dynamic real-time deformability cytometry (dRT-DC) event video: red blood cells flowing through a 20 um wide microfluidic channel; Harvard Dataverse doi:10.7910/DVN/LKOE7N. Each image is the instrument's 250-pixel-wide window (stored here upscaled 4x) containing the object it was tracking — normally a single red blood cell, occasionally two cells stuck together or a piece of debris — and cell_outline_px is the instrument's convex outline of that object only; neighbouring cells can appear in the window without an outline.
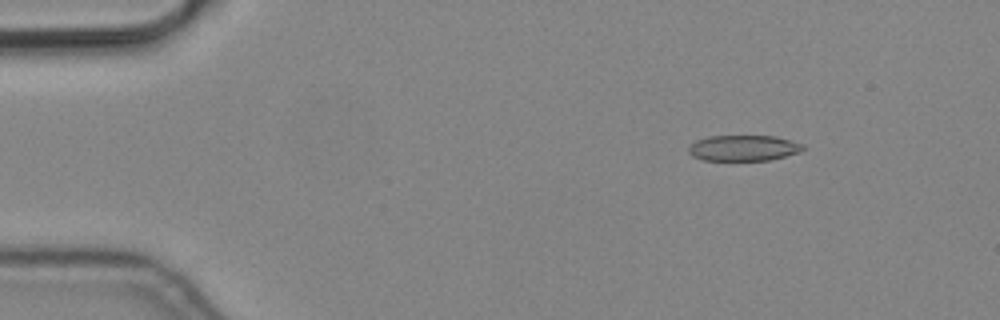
{"species": "common noctule bat (a hibernating species)", "species_latin": "Nyctalus noctula", "temperature_condition": "cold", "stored_images_in_passage": 8, "camera_frame_rate_fps": 3000, "um_per_image_px": 0.085, "animal": {"sex": "male", "body_mass_g": 19.2, "forearm_length_mm": 51.8}, "frame": {"image": 1, "passage_image": 1, "time_ms": 0.0, "image_size_px": [1000, 320], "cell_outline_px": [[804, 148], [800, 152], [768, 160], [704, 160], [692, 156], [688, 152], [688, 144], [696, 140], [708, 136], [776, 136], [804, 144]], "centroid_in_image_um": [63.16, 12.57], "position_along_channel_um": 21.8, "area_um2": 17.22}}
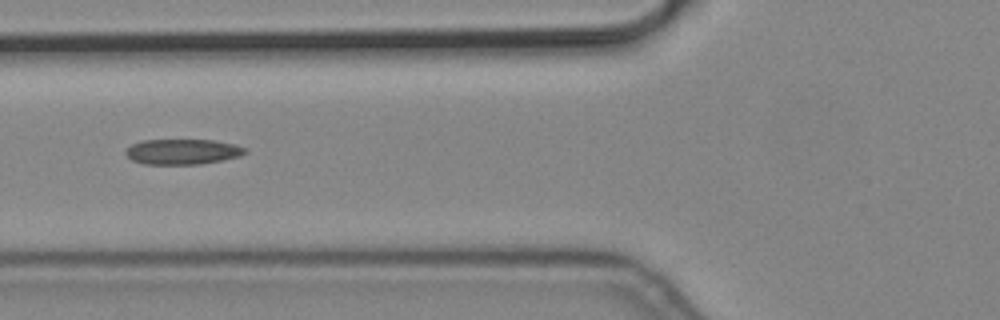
{"frame": {"image": 2, "passage_image": 5, "time_ms": 1.333, "image_size_px": [1000, 320], "cell_outline_px": [[248, 152], [240, 156], [200, 164], [144, 164], [132, 160], [124, 152], [132, 144], [140, 140], [212, 140], [236, 144], [248, 148]], "centroid_in_image_um": [15.54, 12.89], "position_along_channel_um": 110.3, "area_um2": 17.69}}
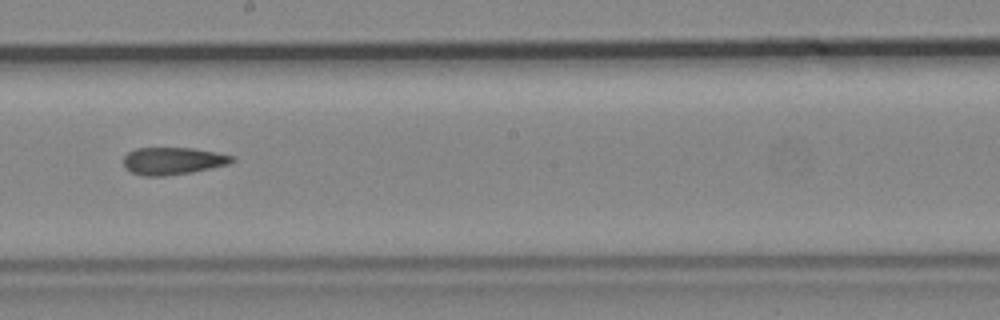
{"frame": {"image": 3, "passage_image": 8, "time_ms": 2.333, "image_size_px": [1000, 320], "cell_outline_px": [[236, 160], [228, 164], [192, 172], [164, 176], [144, 176], [132, 172], [124, 168], [124, 156], [128, 152], [136, 148], [192, 148], [216, 152], [232, 156]], "centroid_in_image_um": [14.67, 13.68], "position_along_channel_um": 233.5, "area_um2": 17.22}}